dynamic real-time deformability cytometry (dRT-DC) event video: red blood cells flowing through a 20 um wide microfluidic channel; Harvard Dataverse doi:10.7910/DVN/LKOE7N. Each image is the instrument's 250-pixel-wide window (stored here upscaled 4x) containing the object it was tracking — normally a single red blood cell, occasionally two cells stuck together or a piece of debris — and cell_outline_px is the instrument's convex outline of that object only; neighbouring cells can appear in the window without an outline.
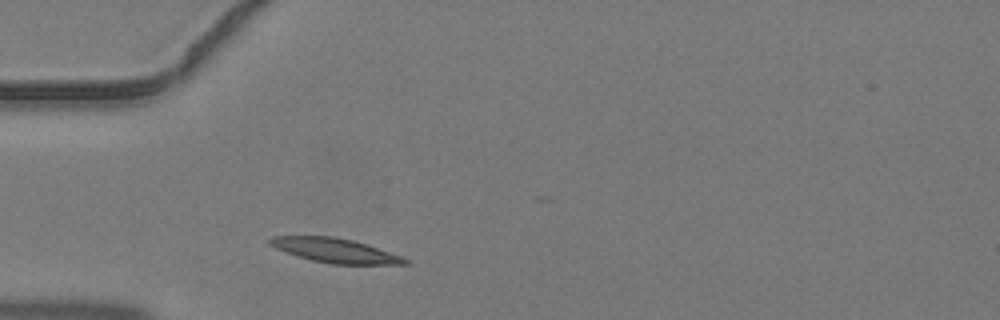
{"species": "common noctule bat (a hibernating species)", "species_latin": "Nyctalus noctula", "temperature_condition": "warm", "stored_images_in_passage": 1, "camera_frame_rate_fps": 3000, "um_per_image_px": 0.085, "animal": {"sex": "male", "body_mass_g": 19.2, "forearm_length_mm": 51.8}, "frame": {"image": 1, "passage_image": 1, "time_ms": 0.0, "image_size_px": [1000, 320], "cell_outline_px": [[412, 264], [332, 264], [312, 260], [296, 256], [284, 252], [268, 244], [268, 240], [272, 236], [336, 236], [352, 240], [404, 256]], "centroid_in_image_um": [28.48, 21.29], "position_along_channel_um": 56.5, "area_um2": 19.25}}